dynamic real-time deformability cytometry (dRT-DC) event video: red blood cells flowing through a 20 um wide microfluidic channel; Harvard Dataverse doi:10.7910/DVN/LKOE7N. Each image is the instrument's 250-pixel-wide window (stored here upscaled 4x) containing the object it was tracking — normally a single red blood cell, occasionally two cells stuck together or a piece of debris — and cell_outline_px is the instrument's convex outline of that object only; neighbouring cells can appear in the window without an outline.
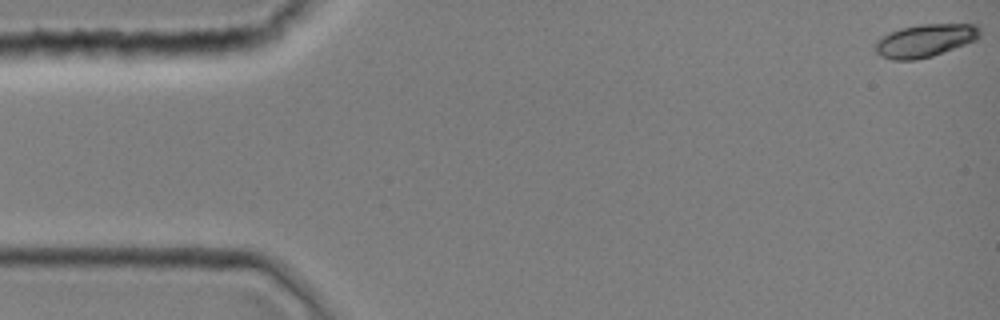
{"species": "common noctule bat (a hibernating species)", "species_latin": "Nyctalus noctula", "temperature_condition": "room temperature", "stored_images_in_passage": 44, "camera_frame_rate_fps": 3000, "um_per_image_px": 0.085, "animal": {"sex": "female", "body_mass_g": 19.0, "forearm_length_mm": 51.5}, "frame": {"image": 1, "passage_image": 1, "time_ms": 0.0, "image_size_px": [1000, 320], "cell_outline_px": [[980, 36], [976, 40], [932, 56], [916, 60], [892, 60], [880, 56], [876, 52], [872, 44], [880, 36], [888, 32], [900, 28], [920, 24], [976, 24], [980, 28]], "centroid_in_image_um": [78.57, 3.44], "position_along_channel_um": 6.4, "area_um2": 20.35}}
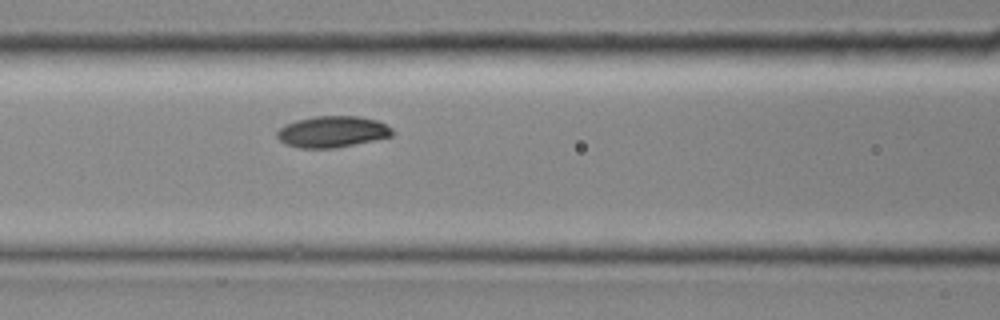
{"frame": {"image": 2, "passage_image": 19, "time_ms": 6.0, "image_size_px": [1000, 320], "cell_outline_px": [[392, 136], [336, 148], [300, 148], [284, 144], [276, 136], [276, 132], [284, 124], [296, 120], [316, 116], [360, 116], [376, 120], [392, 128]], "centroid_in_image_um": [28.21, 11.2], "position_along_channel_um": 138.4, "area_um2": 21.04}}
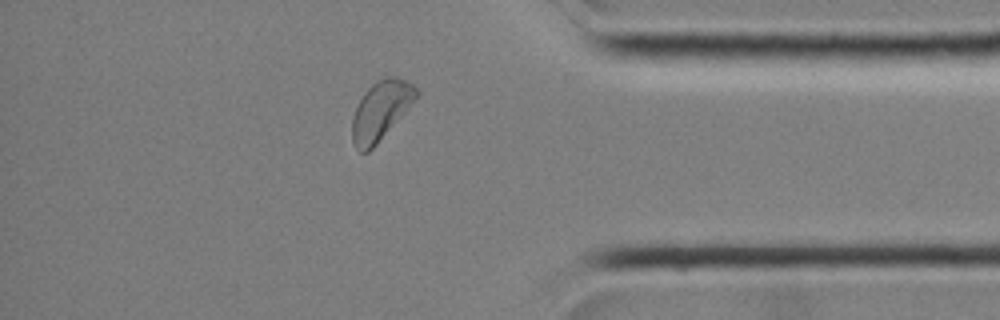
{"frame": {"image": 3, "passage_image": 38, "time_ms": 12.333, "image_size_px": [1000, 320], "cell_outline_px": [[420, 92], [408, 108], [376, 144], [368, 152], [360, 152], [356, 148], [352, 140], [352, 116], [364, 92], [376, 80], [384, 76], [396, 76], [412, 84]], "centroid_in_image_um": [32.35, 9.37], "position_along_channel_um": 402.9, "area_um2": 21.73}}